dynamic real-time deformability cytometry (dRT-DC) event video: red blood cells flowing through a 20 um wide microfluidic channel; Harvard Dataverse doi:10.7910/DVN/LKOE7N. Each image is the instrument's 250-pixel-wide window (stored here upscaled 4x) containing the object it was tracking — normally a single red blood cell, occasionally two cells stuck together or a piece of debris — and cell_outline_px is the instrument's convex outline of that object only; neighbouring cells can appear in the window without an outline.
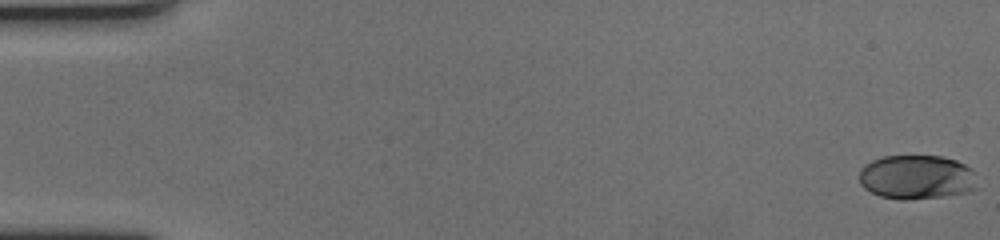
{"species": "human", "species_latin": "Homo sapiens", "temperature_condition": "cold", "stored_images_in_passage": 62, "camera_frame_rate_fps": 3000, "um_per_image_px": 0.085, "donor": {"sex": "female"}, "frame": {"image": 1, "passage_image": 1, "time_ms": 0.0, "image_size_px": [1000, 240], "cell_outline_px": [[976, 188], [968, 192], [944, 196], [908, 200], [900, 200], [880, 196], [864, 188], [860, 184], [860, 168], [864, 164], [872, 160], [884, 156], [940, 156], [956, 160], [972, 168]], "centroid_in_image_um": [77.89, 15.06], "position_along_channel_um": 7.1, "area_um2": 30.52}}
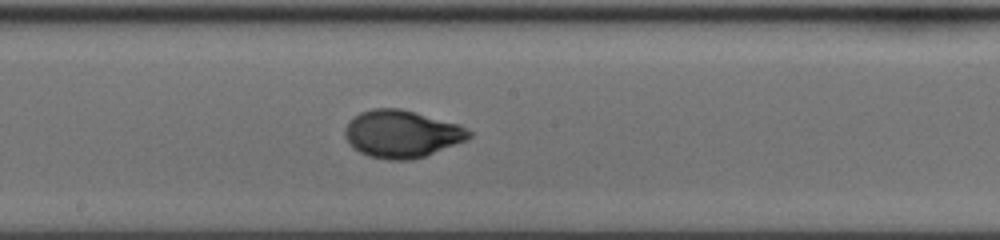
{"frame": {"image": 2, "passage_image": 34, "time_ms": 11.0, "image_size_px": [1000, 240], "cell_outline_px": [[472, 136], [464, 140], [424, 156], [412, 160], [388, 160], [368, 156], [360, 152], [344, 136], [344, 128], [352, 116], [360, 112], [372, 108], [400, 108], [460, 124], [468, 128], [472, 132]], "centroid_in_image_um": [34.13, 11.36], "position_along_channel_um": 214.1, "area_um2": 34.22}}
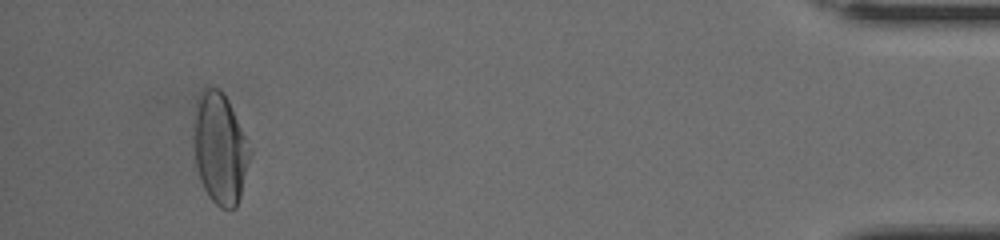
{"frame": {"image": 3, "passage_image": 58, "time_ms": 19.0, "image_size_px": [1000, 240], "cell_outline_px": [[252, 152], [240, 196], [236, 208], [220, 208], [208, 196], [200, 180], [196, 168], [196, 104], [200, 92], [204, 88], [216, 88], [228, 100], [252, 148]], "centroid_in_image_um": [18.75, 12.67], "position_along_channel_um": 416.5, "area_um2": 35.66}, "authors_computed_cell_mechanics": {"area_um2": 33.0905, "velocity_mm_per_s": 3.4029, "shape_relaxation_time_tau1_ms": 4.2385, "shape_relaxation_time_tau2_ms": null, "deformation_change_tau1": 0.1928, "deformation_change_tau2": null}}